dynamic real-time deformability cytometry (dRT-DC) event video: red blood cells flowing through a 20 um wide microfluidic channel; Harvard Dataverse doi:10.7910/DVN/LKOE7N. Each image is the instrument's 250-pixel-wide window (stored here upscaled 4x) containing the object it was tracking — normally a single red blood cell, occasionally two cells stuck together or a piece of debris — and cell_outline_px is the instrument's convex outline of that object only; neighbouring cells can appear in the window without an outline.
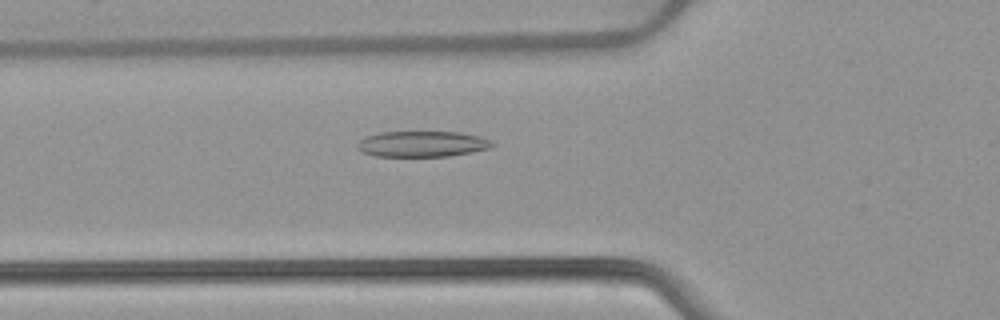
{"species": "common noctule bat (a hibernating species)", "species_latin": "Nyctalus noctula", "temperature_condition": "warm", "stored_images_in_passage": 53, "camera_frame_rate_fps": 3000, "um_per_image_px": 0.085, "animal": {"sex": "female", "body_mass_g": 22.7, "forearm_length_mm": 54.2}, "frame": {"image": 1, "passage_image": 19, "time_ms": 6.0, "image_size_px": [1000, 320], "cell_outline_px": [[496, 144], [492, 148], [472, 152], [448, 156], [376, 156], [360, 152], [356, 148], [356, 144], [364, 136], [380, 132], [460, 132], [480, 136], [492, 140]], "centroid_in_image_um": [35.89, 12.23], "position_along_channel_um": 89.9, "area_um2": 20.58}}
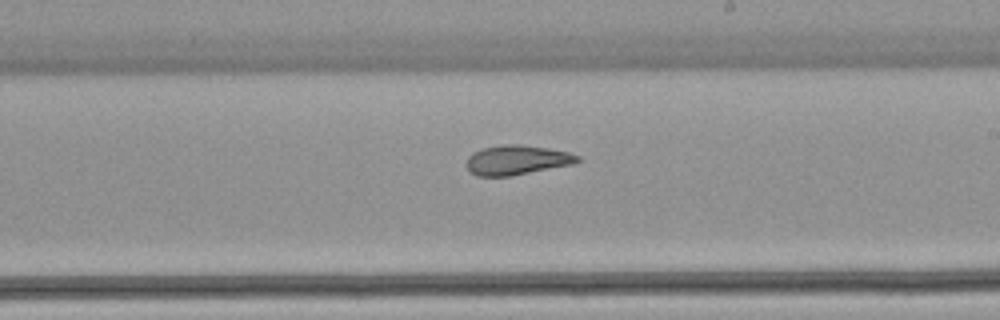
{"frame": {"image": 2, "passage_image": 31, "time_ms": 10.0, "image_size_px": [1000, 320], "cell_outline_px": [[580, 160], [572, 164], [512, 176], [476, 176], [468, 172], [468, 156], [472, 152], [484, 148], [504, 144], [520, 144], [548, 148], [568, 152], [580, 156]], "centroid_in_image_um": [43.92, 13.6], "position_along_channel_um": 245.1, "area_um2": 19.13}}
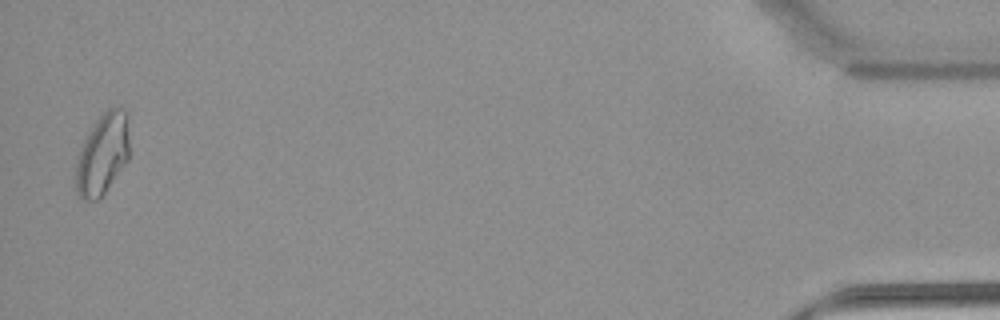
{"frame": {"image": 3, "passage_image": 52, "time_ms": 17.0, "image_size_px": [1000, 320], "cell_outline_px": [[128, 160], [104, 192], [96, 200], [84, 200], [76, 192], [72, 164], [92, 124], [108, 108], [128, 108]], "centroid_in_image_um": [8.66, 13.08], "position_along_channel_um": 426.5, "area_um2": 25.84}, "authors_computed_cell_mechanics": {"area_um2": 22.7732, "velocity_mm_per_s": 3.8687, "shape_relaxation_time_tau1_ms": null, "shape_relaxation_time_tau2_ms": 2.1996, "deformation_change_tau1": null, "deformation_change_tau2": 0.093}}